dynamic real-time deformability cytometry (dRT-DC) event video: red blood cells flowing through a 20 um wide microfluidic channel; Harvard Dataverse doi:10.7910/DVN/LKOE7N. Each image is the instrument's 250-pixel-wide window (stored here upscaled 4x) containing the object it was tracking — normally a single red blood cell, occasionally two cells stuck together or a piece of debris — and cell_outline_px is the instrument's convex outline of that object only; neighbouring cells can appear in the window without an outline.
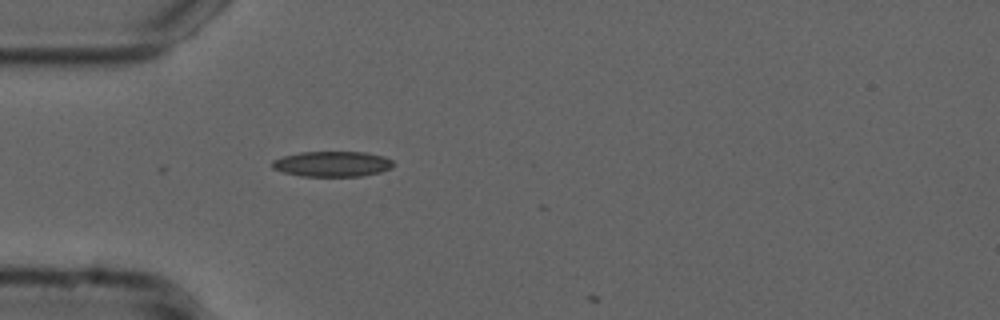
{"species": "common noctule bat (a hibernating species)", "species_latin": "Nyctalus noctula", "temperature_condition": "cold", "stored_images_in_passage": 2, "camera_frame_rate_fps": 3000, "um_per_image_px": 0.085, "animal": {"sex": "male", "forearm_length_mm": 52.5}, "frame": {"image": 1, "passage_image": 1, "time_ms": 0.0, "image_size_px": [1000, 320], "cell_outline_px": [[392, 168], [380, 172], [360, 176], [300, 176], [284, 172], [272, 168], [272, 160], [284, 156], [300, 152], [364, 152], [384, 156], [392, 160]], "centroid_in_image_um": [28.24, 13.93], "position_along_channel_um": 56.8, "area_um2": 17.86}}